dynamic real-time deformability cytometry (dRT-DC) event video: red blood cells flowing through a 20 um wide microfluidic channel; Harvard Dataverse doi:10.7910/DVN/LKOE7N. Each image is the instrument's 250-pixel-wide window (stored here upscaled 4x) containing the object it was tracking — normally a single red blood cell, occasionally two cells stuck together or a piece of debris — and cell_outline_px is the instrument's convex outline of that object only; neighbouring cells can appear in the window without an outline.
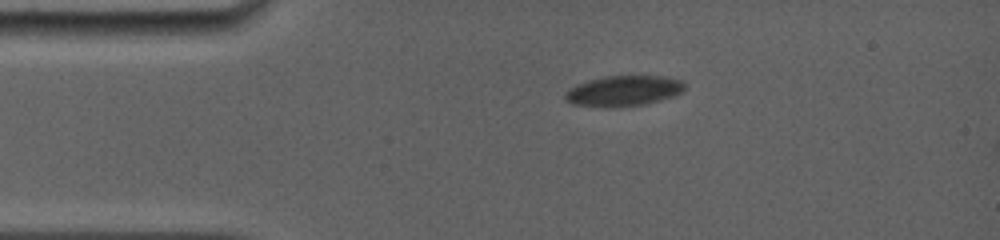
{"species": "common noctule bat (a hibernating species)", "species_latin": "Nyctalus noctula", "temperature_condition": "room temperature", "stored_images_in_passage": 31, "camera_frame_rate_fps": 5000, "um_per_image_px": 0.085, "animal": {"sex": "female", "body_mass_g": 19.0, "forearm_length_mm": 56.7}, "frame": {"image": 1, "passage_image": 1, "time_ms": 0.0, "image_size_px": [1000, 240], "cell_outline_px": [[684, 88], [680, 92], [672, 96], [660, 100], [644, 104], [572, 104], [564, 100], [564, 92], [568, 88], [576, 84], [588, 80], [604, 76], [664, 76], [684, 80]], "centroid_in_image_um": [53.0, 7.66], "position_along_channel_um": 32.0, "area_um2": 20.4}}
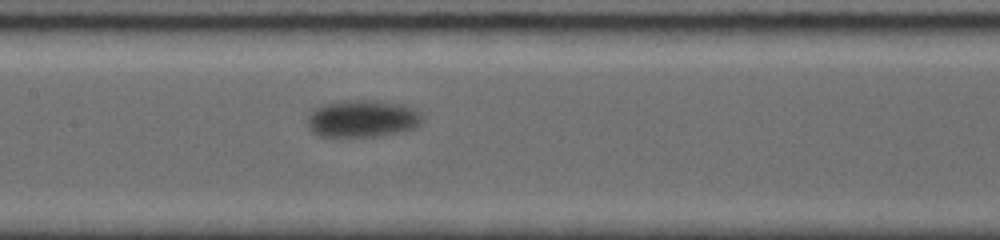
{"frame": {"image": 2, "passage_image": 13, "time_ms": 5.2, "image_size_px": [1000, 240], "cell_outline_px": [[424, 120], [416, 128], [404, 132], [380, 136], [316, 136], [308, 128], [308, 116], [320, 104], [344, 100], [376, 100], [404, 104], [420, 112]], "centroid_in_image_um": [30.84, 10.08], "position_along_channel_um": 176.6, "area_um2": 25.37}}
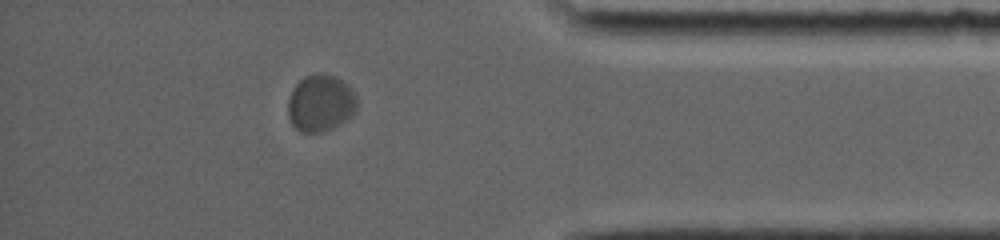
{"frame": {"image": 3, "passage_image": 26, "time_ms": 12.2, "image_size_px": [1000, 240], "cell_outline_px": [[356, 112], [352, 116], [340, 124], [324, 132], [300, 132], [292, 124], [288, 116], [288, 100], [292, 88], [304, 76], [312, 72], [324, 72], [336, 76], [356, 96]], "centroid_in_image_um": [27.22, 8.75], "position_along_channel_um": 408.0, "area_um2": 23.06}}